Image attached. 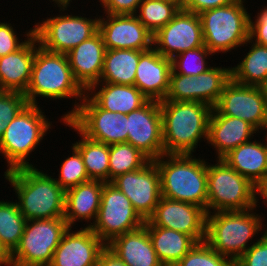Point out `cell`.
Returning <instances> with one entry per match:
<instances>
[{
  "instance_id": "c3c4849f",
  "label": "cell",
  "mask_w": 267,
  "mask_h": 266,
  "mask_svg": "<svg viewBox=\"0 0 267 266\" xmlns=\"http://www.w3.org/2000/svg\"><path fill=\"white\" fill-rule=\"evenodd\" d=\"M259 198L263 200V205L267 206V177L257 186V203H261Z\"/></svg>"
},
{
  "instance_id": "60d3db41",
  "label": "cell",
  "mask_w": 267,
  "mask_h": 266,
  "mask_svg": "<svg viewBox=\"0 0 267 266\" xmlns=\"http://www.w3.org/2000/svg\"><path fill=\"white\" fill-rule=\"evenodd\" d=\"M14 28H16L14 24L12 25L9 21L0 22V57L18 50L33 35V28L31 27V29L25 31L23 37L26 38L23 40L18 37Z\"/></svg>"
},
{
  "instance_id": "d6a6232c",
  "label": "cell",
  "mask_w": 267,
  "mask_h": 266,
  "mask_svg": "<svg viewBox=\"0 0 267 266\" xmlns=\"http://www.w3.org/2000/svg\"><path fill=\"white\" fill-rule=\"evenodd\" d=\"M14 201L0 200V241L11 254L19 246L27 222Z\"/></svg>"
},
{
  "instance_id": "7a4b0ae2",
  "label": "cell",
  "mask_w": 267,
  "mask_h": 266,
  "mask_svg": "<svg viewBox=\"0 0 267 266\" xmlns=\"http://www.w3.org/2000/svg\"><path fill=\"white\" fill-rule=\"evenodd\" d=\"M47 172L29 167L3 174L14 188L17 204L26 220L64 217L66 191Z\"/></svg>"
},
{
  "instance_id": "8fae6325",
  "label": "cell",
  "mask_w": 267,
  "mask_h": 266,
  "mask_svg": "<svg viewBox=\"0 0 267 266\" xmlns=\"http://www.w3.org/2000/svg\"><path fill=\"white\" fill-rule=\"evenodd\" d=\"M145 221L135 211L129 198L111 182H104L101 204L92 231L107 245L115 237L136 230Z\"/></svg>"
},
{
  "instance_id": "52a82bcc",
  "label": "cell",
  "mask_w": 267,
  "mask_h": 266,
  "mask_svg": "<svg viewBox=\"0 0 267 266\" xmlns=\"http://www.w3.org/2000/svg\"><path fill=\"white\" fill-rule=\"evenodd\" d=\"M71 3L53 2V6L59 7L58 16L49 15L51 17L47 16L46 19L34 23L33 34L45 50L67 54L99 31V15L95 18L84 17L77 13L69 15L65 11H69Z\"/></svg>"
},
{
  "instance_id": "4fadbf2b",
  "label": "cell",
  "mask_w": 267,
  "mask_h": 266,
  "mask_svg": "<svg viewBox=\"0 0 267 266\" xmlns=\"http://www.w3.org/2000/svg\"><path fill=\"white\" fill-rule=\"evenodd\" d=\"M111 183L129 198L144 221L153 215L161 198L160 173L153 160L141 169L117 176Z\"/></svg>"
},
{
  "instance_id": "8d00e7d4",
  "label": "cell",
  "mask_w": 267,
  "mask_h": 266,
  "mask_svg": "<svg viewBox=\"0 0 267 266\" xmlns=\"http://www.w3.org/2000/svg\"><path fill=\"white\" fill-rule=\"evenodd\" d=\"M72 154L61 163L58 178H54L65 191L91 180L86 172L80 151L72 144Z\"/></svg>"
},
{
  "instance_id": "836d02e7",
  "label": "cell",
  "mask_w": 267,
  "mask_h": 266,
  "mask_svg": "<svg viewBox=\"0 0 267 266\" xmlns=\"http://www.w3.org/2000/svg\"><path fill=\"white\" fill-rule=\"evenodd\" d=\"M150 159L128 142L109 145V182L121 174L144 167Z\"/></svg>"
},
{
  "instance_id": "74e56055",
  "label": "cell",
  "mask_w": 267,
  "mask_h": 266,
  "mask_svg": "<svg viewBox=\"0 0 267 266\" xmlns=\"http://www.w3.org/2000/svg\"><path fill=\"white\" fill-rule=\"evenodd\" d=\"M174 266H234V263L202 241L197 242Z\"/></svg>"
},
{
  "instance_id": "ac0fdd59",
  "label": "cell",
  "mask_w": 267,
  "mask_h": 266,
  "mask_svg": "<svg viewBox=\"0 0 267 266\" xmlns=\"http://www.w3.org/2000/svg\"><path fill=\"white\" fill-rule=\"evenodd\" d=\"M104 14L99 15V32L106 49L147 51L153 47V34L135 14Z\"/></svg>"
},
{
  "instance_id": "cb8c5ba5",
  "label": "cell",
  "mask_w": 267,
  "mask_h": 266,
  "mask_svg": "<svg viewBox=\"0 0 267 266\" xmlns=\"http://www.w3.org/2000/svg\"><path fill=\"white\" fill-rule=\"evenodd\" d=\"M103 185V181L89 180L66 190L63 218L69 227L73 226V230L78 225L76 222L85 221L88 224L83 227L88 228L94 224L101 204Z\"/></svg>"
},
{
  "instance_id": "5bb4252c",
  "label": "cell",
  "mask_w": 267,
  "mask_h": 266,
  "mask_svg": "<svg viewBox=\"0 0 267 266\" xmlns=\"http://www.w3.org/2000/svg\"><path fill=\"white\" fill-rule=\"evenodd\" d=\"M201 46L204 41L199 14L182 8L166 26L153 34V47L169 59Z\"/></svg>"
},
{
  "instance_id": "d4e9b609",
  "label": "cell",
  "mask_w": 267,
  "mask_h": 266,
  "mask_svg": "<svg viewBox=\"0 0 267 266\" xmlns=\"http://www.w3.org/2000/svg\"><path fill=\"white\" fill-rule=\"evenodd\" d=\"M86 94L102 109L129 114L142 107L149 99L135 85L98 82Z\"/></svg>"
},
{
  "instance_id": "f1b7e54d",
  "label": "cell",
  "mask_w": 267,
  "mask_h": 266,
  "mask_svg": "<svg viewBox=\"0 0 267 266\" xmlns=\"http://www.w3.org/2000/svg\"><path fill=\"white\" fill-rule=\"evenodd\" d=\"M144 51L106 49L99 82L134 85L140 55Z\"/></svg>"
},
{
  "instance_id": "4316f807",
  "label": "cell",
  "mask_w": 267,
  "mask_h": 266,
  "mask_svg": "<svg viewBox=\"0 0 267 266\" xmlns=\"http://www.w3.org/2000/svg\"><path fill=\"white\" fill-rule=\"evenodd\" d=\"M222 159L255 186L267 177V143L264 139L256 141L254 138L252 141L241 144Z\"/></svg>"
},
{
  "instance_id": "4dcf8cb0",
  "label": "cell",
  "mask_w": 267,
  "mask_h": 266,
  "mask_svg": "<svg viewBox=\"0 0 267 266\" xmlns=\"http://www.w3.org/2000/svg\"><path fill=\"white\" fill-rule=\"evenodd\" d=\"M248 44L250 46H248ZM250 47L237 65H231V78L240 84L260 87L267 81V46H262L248 39Z\"/></svg>"
},
{
  "instance_id": "44dd1931",
  "label": "cell",
  "mask_w": 267,
  "mask_h": 266,
  "mask_svg": "<svg viewBox=\"0 0 267 266\" xmlns=\"http://www.w3.org/2000/svg\"><path fill=\"white\" fill-rule=\"evenodd\" d=\"M171 70L172 60L152 47L140 55L134 85L149 100L162 101L169 91Z\"/></svg>"
},
{
  "instance_id": "7c38bea8",
  "label": "cell",
  "mask_w": 267,
  "mask_h": 266,
  "mask_svg": "<svg viewBox=\"0 0 267 266\" xmlns=\"http://www.w3.org/2000/svg\"><path fill=\"white\" fill-rule=\"evenodd\" d=\"M87 138L106 145L127 142V114L100 108L87 94L68 119Z\"/></svg>"
},
{
  "instance_id": "d6986e66",
  "label": "cell",
  "mask_w": 267,
  "mask_h": 266,
  "mask_svg": "<svg viewBox=\"0 0 267 266\" xmlns=\"http://www.w3.org/2000/svg\"><path fill=\"white\" fill-rule=\"evenodd\" d=\"M72 228L64 233L49 266H98L99 254L106 244L90 227Z\"/></svg>"
},
{
  "instance_id": "816d5d0a",
  "label": "cell",
  "mask_w": 267,
  "mask_h": 266,
  "mask_svg": "<svg viewBox=\"0 0 267 266\" xmlns=\"http://www.w3.org/2000/svg\"><path fill=\"white\" fill-rule=\"evenodd\" d=\"M166 1L177 2L181 7H182V4H183V0H166Z\"/></svg>"
},
{
  "instance_id": "3957f363",
  "label": "cell",
  "mask_w": 267,
  "mask_h": 266,
  "mask_svg": "<svg viewBox=\"0 0 267 266\" xmlns=\"http://www.w3.org/2000/svg\"><path fill=\"white\" fill-rule=\"evenodd\" d=\"M160 109L164 154H194L199 143H207L211 106L192 101H160Z\"/></svg>"
},
{
  "instance_id": "30bf717a",
  "label": "cell",
  "mask_w": 267,
  "mask_h": 266,
  "mask_svg": "<svg viewBox=\"0 0 267 266\" xmlns=\"http://www.w3.org/2000/svg\"><path fill=\"white\" fill-rule=\"evenodd\" d=\"M68 228L63 217L27 220L19 246L12 253L13 266H49Z\"/></svg>"
},
{
  "instance_id": "8992f818",
  "label": "cell",
  "mask_w": 267,
  "mask_h": 266,
  "mask_svg": "<svg viewBox=\"0 0 267 266\" xmlns=\"http://www.w3.org/2000/svg\"><path fill=\"white\" fill-rule=\"evenodd\" d=\"M40 107V104H27L4 131L0 139V154L7 163L5 172L37 167L36 164L34 166L32 162L29 163L30 154L35 152L53 127L52 121L44 114L43 107Z\"/></svg>"
},
{
  "instance_id": "484cf974",
  "label": "cell",
  "mask_w": 267,
  "mask_h": 266,
  "mask_svg": "<svg viewBox=\"0 0 267 266\" xmlns=\"http://www.w3.org/2000/svg\"><path fill=\"white\" fill-rule=\"evenodd\" d=\"M126 266H163L153 248L148 230L142 227L115 237L106 245Z\"/></svg>"
},
{
  "instance_id": "f35d334b",
  "label": "cell",
  "mask_w": 267,
  "mask_h": 266,
  "mask_svg": "<svg viewBox=\"0 0 267 266\" xmlns=\"http://www.w3.org/2000/svg\"><path fill=\"white\" fill-rule=\"evenodd\" d=\"M27 104L24 93L0 90V139L8 124Z\"/></svg>"
},
{
  "instance_id": "bcb514c9",
  "label": "cell",
  "mask_w": 267,
  "mask_h": 266,
  "mask_svg": "<svg viewBox=\"0 0 267 266\" xmlns=\"http://www.w3.org/2000/svg\"><path fill=\"white\" fill-rule=\"evenodd\" d=\"M98 266H126L125 263L107 246L100 252Z\"/></svg>"
},
{
  "instance_id": "5b68a950",
  "label": "cell",
  "mask_w": 267,
  "mask_h": 266,
  "mask_svg": "<svg viewBox=\"0 0 267 266\" xmlns=\"http://www.w3.org/2000/svg\"><path fill=\"white\" fill-rule=\"evenodd\" d=\"M160 173L161 196L207 208V159L193 154H163L153 160Z\"/></svg>"
},
{
  "instance_id": "f907efd6",
  "label": "cell",
  "mask_w": 267,
  "mask_h": 266,
  "mask_svg": "<svg viewBox=\"0 0 267 266\" xmlns=\"http://www.w3.org/2000/svg\"><path fill=\"white\" fill-rule=\"evenodd\" d=\"M263 131H265V132H263ZM259 133H260V134L262 133V134L265 135V136L263 135V137H265L264 141L267 142V116H266L264 125H263V127H262V129L260 130Z\"/></svg>"
},
{
  "instance_id": "7dc6e473",
  "label": "cell",
  "mask_w": 267,
  "mask_h": 266,
  "mask_svg": "<svg viewBox=\"0 0 267 266\" xmlns=\"http://www.w3.org/2000/svg\"><path fill=\"white\" fill-rule=\"evenodd\" d=\"M13 266L12 254L0 241V266Z\"/></svg>"
},
{
  "instance_id": "83f0119b",
  "label": "cell",
  "mask_w": 267,
  "mask_h": 266,
  "mask_svg": "<svg viewBox=\"0 0 267 266\" xmlns=\"http://www.w3.org/2000/svg\"><path fill=\"white\" fill-rule=\"evenodd\" d=\"M163 266H174L197 243L190 235L159 226H145Z\"/></svg>"
},
{
  "instance_id": "ee69618b",
  "label": "cell",
  "mask_w": 267,
  "mask_h": 266,
  "mask_svg": "<svg viewBox=\"0 0 267 266\" xmlns=\"http://www.w3.org/2000/svg\"><path fill=\"white\" fill-rule=\"evenodd\" d=\"M102 13L111 15L136 14L142 0H99Z\"/></svg>"
},
{
  "instance_id": "f546056e",
  "label": "cell",
  "mask_w": 267,
  "mask_h": 266,
  "mask_svg": "<svg viewBox=\"0 0 267 266\" xmlns=\"http://www.w3.org/2000/svg\"><path fill=\"white\" fill-rule=\"evenodd\" d=\"M62 122L80 137L72 144L80 151L89 178L109 182V145L87 138L69 120Z\"/></svg>"
},
{
  "instance_id": "9a60e30c",
  "label": "cell",
  "mask_w": 267,
  "mask_h": 266,
  "mask_svg": "<svg viewBox=\"0 0 267 266\" xmlns=\"http://www.w3.org/2000/svg\"><path fill=\"white\" fill-rule=\"evenodd\" d=\"M127 142L150 160L164 154L160 101L148 100L142 107L127 114Z\"/></svg>"
},
{
  "instance_id": "681fc988",
  "label": "cell",
  "mask_w": 267,
  "mask_h": 266,
  "mask_svg": "<svg viewBox=\"0 0 267 266\" xmlns=\"http://www.w3.org/2000/svg\"><path fill=\"white\" fill-rule=\"evenodd\" d=\"M262 92H263V95H264V100H265V104H266V107H267V81L264 82L261 86H260Z\"/></svg>"
},
{
  "instance_id": "e575fe53",
  "label": "cell",
  "mask_w": 267,
  "mask_h": 266,
  "mask_svg": "<svg viewBox=\"0 0 267 266\" xmlns=\"http://www.w3.org/2000/svg\"><path fill=\"white\" fill-rule=\"evenodd\" d=\"M181 8L177 2L142 0L135 15L152 34H155L166 26Z\"/></svg>"
},
{
  "instance_id": "277c9868",
  "label": "cell",
  "mask_w": 267,
  "mask_h": 266,
  "mask_svg": "<svg viewBox=\"0 0 267 266\" xmlns=\"http://www.w3.org/2000/svg\"><path fill=\"white\" fill-rule=\"evenodd\" d=\"M256 209L208 213L205 242L220 255L236 262L255 243L252 239L267 231V223H263L266 216L256 213L259 211Z\"/></svg>"
},
{
  "instance_id": "7402d4cb",
  "label": "cell",
  "mask_w": 267,
  "mask_h": 266,
  "mask_svg": "<svg viewBox=\"0 0 267 266\" xmlns=\"http://www.w3.org/2000/svg\"><path fill=\"white\" fill-rule=\"evenodd\" d=\"M105 51L102 35L98 31L66 54L75 80L85 91L100 81Z\"/></svg>"
},
{
  "instance_id": "9c48e42d",
  "label": "cell",
  "mask_w": 267,
  "mask_h": 266,
  "mask_svg": "<svg viewBox=\"0 0 267 266\" xmlns=\"http://www.w3.org/2000/svg\"><path fill=\"white\" fill-rule=\"evenodd\" d=\"M246 0L217 7L199 14L204 45L214 54H227L249 39Z\"/></svg>"
},
{
  "instance_id": "ba28073f",
  "label": "cell",
  "mask_w": 267,
  "mask_h": 266,
  "mask_svg": "<svg viewBox=\"0 0 267 266\" xmlns=\"http://www.w3.org/2000/svg\"><path fill=\"white\" fill-rule=\"evenodd\" d=\"M207 161L206 213L241 211L257 207V186L223 159Z\"/></svg>"
},
{
  "instance_id": "f5cc1de1",
  "label": "cell",
  "mask_w": 267,
  "mask_h": 266,
  "mask_svg": "<svg viewBox=\"0 0 267 266\" xmlns=\"http://www.w3.org/2000/svg\"><path fill=\"white\" fill-rule=\"evenodd\" d=\"M50 2L52 3V2H73V1L72 0H51Z\"/></svg>"
},
{
  "instance_id": "ab89813d",
  "label": "cell",
  "mask_w": 267,
  "mask_h": 266,
  "mask_svg": "<svg viewBox=\"0 0 267 266\" xmlns=\"http://www.w3.org/2000/svg\"><path fill=\"white\" fill-rule=\"evenodd\" d=\"M162 101L193 102V77L177 74L171 70L169 91Z\"/></svg>"
},
{
  "instance_id": "d590c367",
  "label": "cell",
  "mask_w": 267,
  "mask_h": 266,
  "mask_svg": "<svg viewBox=\"0 0 267 266\" xmlns=\"http://www.w3.org/2000/svg\"><path fill=\"white\" fill-rule=\"evenodd\" d=\"M212 56H214V54L205 45L184 51L171 59L172 70L181 75L190 77L198 76L212 67L210 66L212 64L208 62L209 59L211 60Z\"/></svg>"
},
{
  "instance_id": "ffe728a7",
  "label": "cell",
  "mask_w": 267,
  "mask_h": 266,
  "mask_svg": "<svg viewBox=\"0 0 267 266\" xmlns=\"http://www.w3.org/2000/svg\"><path fill=\"white\" fill-rule=\"evenodd\" d=\"M258 133L259 131L249 122L221 115L212 108L208 122L207 143L214 148L216 159H222L231 150L254 139Z\"/></svg>"
},
{
  "instance_id": "2e32d148",
  "label": "cell",
  "mask_w": 267,
  "mask_h": 266,
  "mask_svg": "<svg viewBox=\"0 0 267 266\" xmlns=\"http://www.w3.org/2000/svg\"><path fill=\"white\" fill-rule=\"evenodd\" d=\"M214 108L221 115L237 117L249 122L259 132L267 116L261 88L237 83L232 78L224 86Z\"/></svg>"
},
{
  "instance_id": "603a6c76",
  "label": "cell",
  "mask_w": 267,
  "mask_h": 266,
  "mask_svg": "<svg viewBox=\"0 0 267 266\" xmlns=\"http://www.w3.org/2000/svg\"><path fill=\"white\" fill-rule=\"evenodd\" d=\"M38 46L33 34L18 50L0 57V90L26 92Z\"/></svg>"
},
{
  "instance_id": "7bdbcfd3",
  "label": "cell",
  "mask_w": 267,
  "mask_h": 266,
  "mask_svg": "<svg viewBox=\"0 0 267 266\" xmlns=\"http://www.w3.org/2000/svg\"><path fill=\"white\" fill-rule=\"evenodd\" d=\"M249 17V39L254 43L267 46V5L262 6L255 19Z\"/></svg>"
},
{
  "instance_id": "6da1fadb",
  "label": "cell",
  "mask_w": 267,
  "mask_h": 266,
  "mask_svg": "<svg viewBox=\"0 0 267 266\" xmlns=\"http://www.w3.org/2000/svg\"><path fill=\"white\" fill-rule=\"evenodd\" d=\"M85 94L86 91L73 76L67 55L47 51L39 45L35 51L31 80L24 93L28 104L38 105L37 97L49 101L50 99H55V101L72 99L74 101L73 98H75L71 111L65 112L61 119H58L61 123L77 111Z\"/></svg>"
},
{
  "instance_id": "f6af8a7d",
  "label": "cell",
  "mask_w": 267,
  "mask_h": 266,
  "mask_svg": "<svg viewBox=\"0 0 267 266\" xmlns=\"http://www.w3.org/2000/svg\"><path fill=\"white\" fill-rule=\"evenodd\" d=\"M236 1L238 0H183L182 9L200 14L201 12L232 4Z\"/></svg>"
},
{
  "instance_id": "1f68e13d",
  "label": "cell",
  "mask_w": 267,
  "mask_h": 266,
  "mask_svg": "<svg viewBox=\"0 0 267 266\" xmlns=\"http://www.w3.org/2000/svg\"><path fill=\"white\" fill-rule=\"evenodd\" d=\"M214 66L193 77V102H202L212 108L218 103L224 86L231 79V67Z\"/></svg>"
},
{
  "instance_id": "b9f144b4",
  "label": "cell",
  "mask_w": 267,
  "mask_h": 266,
  "mask_svg": "<svg viewBox=\"0 0 267 266\" xmlns=\"http://www.w3.org/2000/svg\"><path fill=\"white\" fill-rule=\"evenodd\" d=\"M236 261L234 266H267V231Z\"/></svg>"
},
{
  "instance_id": "e0dca14e",
  "label": "cell",
  "mask_w": 267,
  "mask_h": 266,
  "mask_svg": "<svg viewBox=\"0 0 267 266\" xmlns=\"http://www.w3.org/2000/svg\"><path fill=\"white\" fill-rule=\"evenodd\" d=\"M206 210L194 204L160 198L153 215L144 226H159L192 236L197 242L205 241Z\"/></svg>"
}]
</instances>
